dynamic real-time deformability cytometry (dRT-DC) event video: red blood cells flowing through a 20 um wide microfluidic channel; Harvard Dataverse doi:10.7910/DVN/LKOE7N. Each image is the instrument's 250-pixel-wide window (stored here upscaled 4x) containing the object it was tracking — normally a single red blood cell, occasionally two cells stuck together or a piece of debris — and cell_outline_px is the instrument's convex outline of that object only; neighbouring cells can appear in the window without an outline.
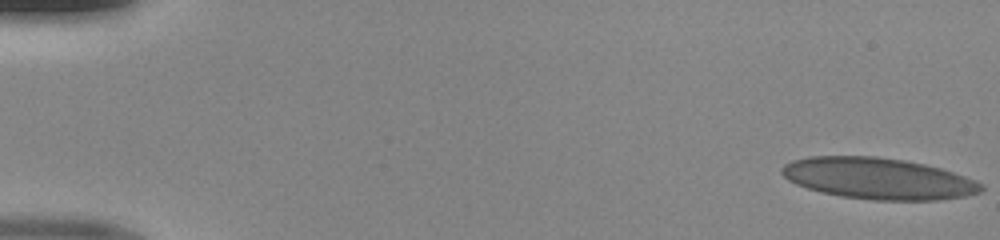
{"species": "human", "species_latin": "Homo sapiens", "temperature_condition": "room temperature", "stored_images_in_passage": 49, "camera_frame_rate_fps": 3000, "um_per_image_px": 0.085, "donor": {"sex": "male"}, "frame": {"image": 1, "passage_image": 1, "time_ms": 0.0, "image_size_px": [1000, 240], "cell_outline_px": [[984, 188], [980, 192], [964, 196], [936, 200], [872, 200], [840, 196], [808, 188], [796, 184], [788, 180], [780, 172], [780, 168], [784, 164], [792, 160], [808, 156], [876, 156], [904, 160], [924, 164], [940, 168], [976, 180], [984, 184]], "centroid_in_image_um": [74.63, 15.16], "position_along_channel_um": 10.4, "area_um2": 48.03}}
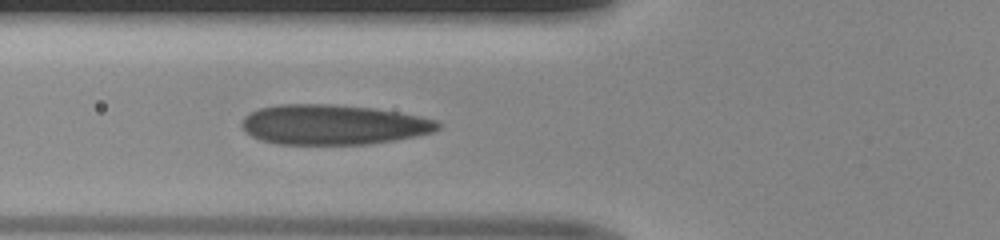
{"frame": {"image": 2, "passage_image": 19, "time_ms": 6.0, "image_size_px": [1000, 240], "cell_outline_px": [[440, 128], [432, 132], [416, 136], [396, 140], [372, 144], [276, 144], [260, 140], [244, 132], [240, 124], [244, 116], [260, 108], [280, 104], [332, 104], [376, 108], [420, 116], [436, 120], [440, 124]], "centroid_in_image_um": [28.31, 10.6], "position_along_channel_um": 97.5, "area_um2": 46.01}}
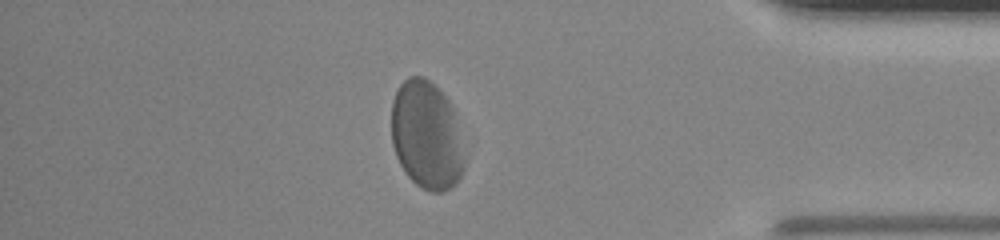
{"frame": {"image": 3, "passage_image": 43, "time_ms": 14.0, "image_size_px": [1000, 240], "cell_outline_px": [[464, 168], [460, 176], [444, 192], [432, 192], [420, 188], [408, 176], [400, 164], [396, 156], [392, 144], [392, 100], [400, 84], [408, 76], [424, 76], [452, 104], [464, 160]], "centroid_in_image_um": [36.22, 11.49], "position_along_channel_um": 399.0, "area_um2": 45.55}}